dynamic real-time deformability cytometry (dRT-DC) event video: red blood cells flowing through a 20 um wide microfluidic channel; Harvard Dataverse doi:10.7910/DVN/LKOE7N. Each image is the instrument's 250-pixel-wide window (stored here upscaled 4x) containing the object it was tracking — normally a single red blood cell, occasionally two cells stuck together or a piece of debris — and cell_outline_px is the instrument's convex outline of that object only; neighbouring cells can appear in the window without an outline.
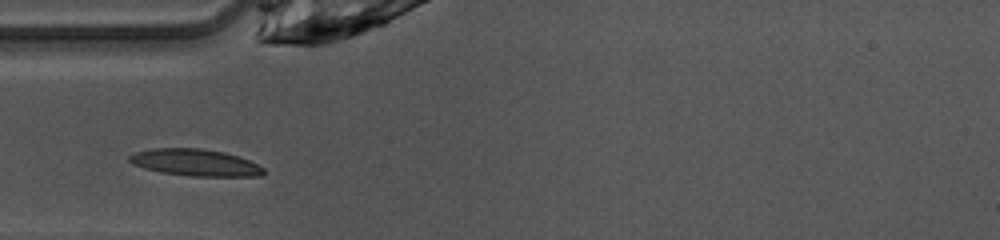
{"species": "common noctule bat (a hibernating species)", "species_latin": "Nyctalus noctula", "temperature_condition": "warm", "stored_images_in_passage": 27, "camera_frame_rate_fps": 3000, "um_per_image_px": 0.085, "animal": {"sex": "female", "body_mass_g": 10.0, "forearm_length_mm": 53.1}, "frame": {"image": 1, "passage_image": 1, "time_ms": 0.0, "image_size_px": [1000, 240], "cell_outline_px": [[264, 172], [260, 176], [192, 176], [160, 172], [144, 168], [132, 164], [128, 160], [128, 156], [136, 152], [152, 148], [200, 148], [224, 152], [248, 160], [264, 168]], "centroid_in_image_um": [16.55, 13.81], "position_along_channel_um": 68.4, "area_um2": 20.87}}
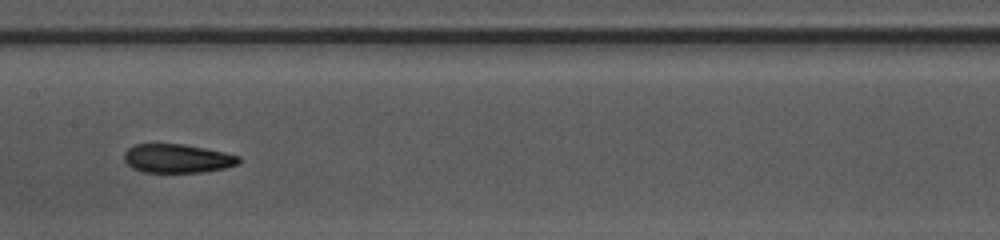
{"frame": {"image": 2, "passage_image": 10, "time_ms": 3.0, "image_size_px": [1000, 240], "cell_outline_px": [[240, 164], [228, 168], [204, 172], [144, 172], [132, 168], [124, 160], [124, 152], [128, 148], [136, 144], [184, 144], [224, 152], [240, 156]], "centroid_in_image_um": [15.1, 13.47], "position_along_channel_um": 192.3, "area_um2": 19.36}}
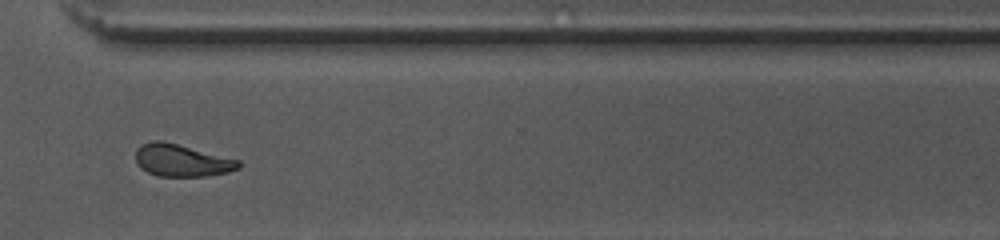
{"frame": {"image": 3, "passage_image": 22, "time_ms": 7.0, "image_size_px": [1000, 240], "cell_outline_px": [[240, 168], [228, 172], [204, 176], [156, 176], [140, 168], [136, 164], [136, 148], [140, 144], [152, 140], [160, 140], [240, 160]], "centroid_in_image_um": [15.4, 13.64], "position_along_channel_um": 355.2, "area_um2": 19.31}}